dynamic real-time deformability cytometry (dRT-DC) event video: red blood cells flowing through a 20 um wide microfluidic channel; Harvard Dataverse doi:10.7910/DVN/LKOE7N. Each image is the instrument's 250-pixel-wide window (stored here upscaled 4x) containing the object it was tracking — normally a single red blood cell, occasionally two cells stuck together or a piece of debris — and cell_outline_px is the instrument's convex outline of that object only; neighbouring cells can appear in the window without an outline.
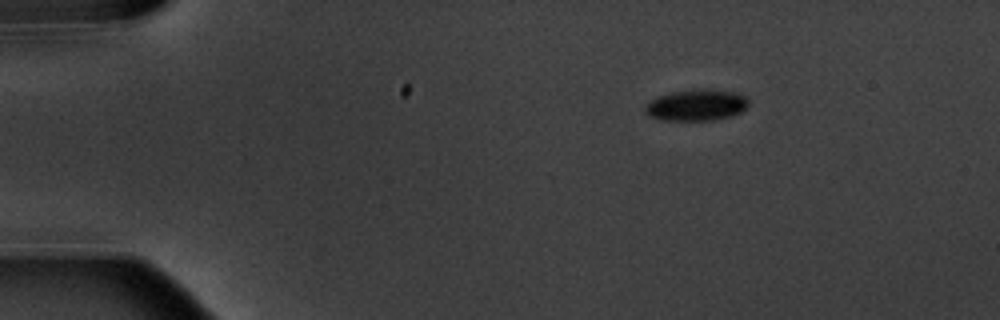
{"species": "common noctule bat (a hibernating species)", "species_latin": "Nyctalus noctula", "temperature_condition": "warm", "stored_images_in_passage": 4, "camera_frame_rate_fps": 3000, "um_per_image_px": 0.085, "animal": {"sex": "male", "body_mass_g": 20.1, "forearm_length_mm": 53.5}, "frame": {"image": 1, "passage_image": 1, "time_ms": 0.0, "image_size_px": [1000, 320], "cell_outline_px": [[748, 104], [740, 112], [732, 116], [712, 120], [660, 120], [644, 112], [644, 108], [656, 96], [672, 92], [732, 92], [744, 96], [748, 100]], "centroid_in_image_um": [59.15, 8.99], "position_along_channel_um": 25.8, "area_um2": 17.8}}